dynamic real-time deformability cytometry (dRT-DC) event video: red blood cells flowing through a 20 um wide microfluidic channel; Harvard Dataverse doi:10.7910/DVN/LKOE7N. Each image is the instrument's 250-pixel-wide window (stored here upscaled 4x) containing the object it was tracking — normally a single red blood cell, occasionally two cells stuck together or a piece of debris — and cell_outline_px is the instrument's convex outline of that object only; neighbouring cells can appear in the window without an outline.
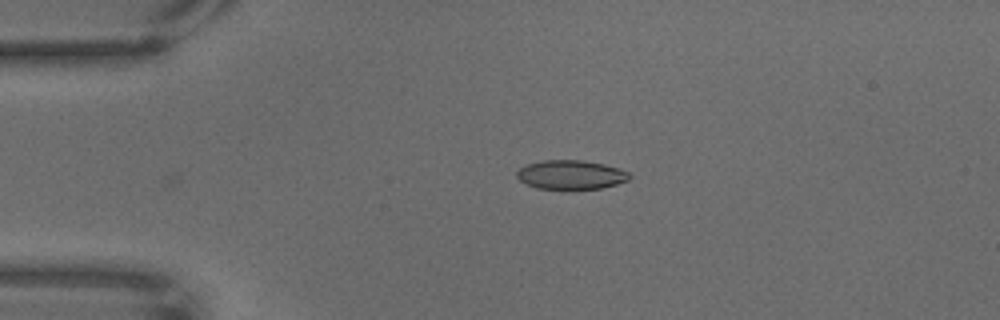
{"species": "common noctule bat (a hibernating species)", "species_latin": "Nyctalus noctula", "temperature_condition": "warm", "stored_images_in_passage": 53, "camera_frame_rate_fps": 3000, "um_per_image_px": 0.085, "animal": {"sex": "male", "body_mass_g": 18.8}, "frame": {"image": 1, "passage_image": 1, "time_ms": 0.0, "image_size_px": [1000, 320], "cell_outline_px": [[632, 176], [628, 180], [616, 184], [600, 188], [536, 188], [520, 180], [516, 176], [516, 172], [520, 168], [528, 164], [544, 160], [584, 160], [604, 164], [628, 172]], "centroid_in_image_um": [48.52, 14.84], "position_along_channel_um": 36.5, "area_um2": 18.73}}
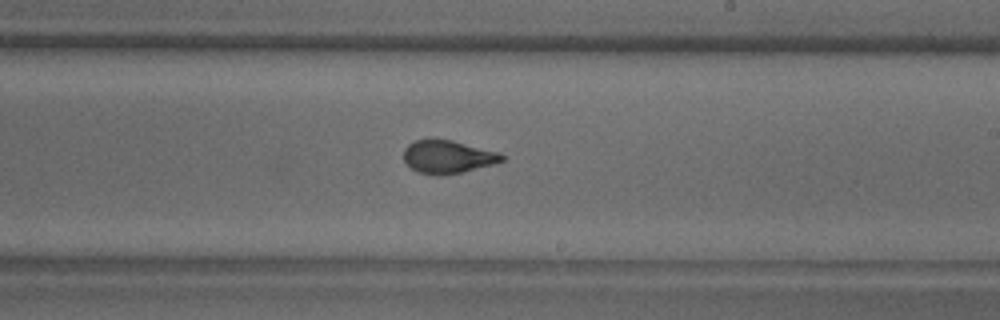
{"frame": {"image": 2, "passage_image": 26, "time_ms": 8.333, "image_size_px": [1000, 320], "cell_outline_px": [[504, 160], [492, 164], [460, 172], [440, 176], [436, 176], [416, 172], [404, 160], [404, 148], [408, 144], [416, 140], [452, 140], [500, 152], [504, 156]], "centroid_in_image_um": [38.05, 13.34], "position_along_channel_um": 251.0, "area_um2": 18.73}}
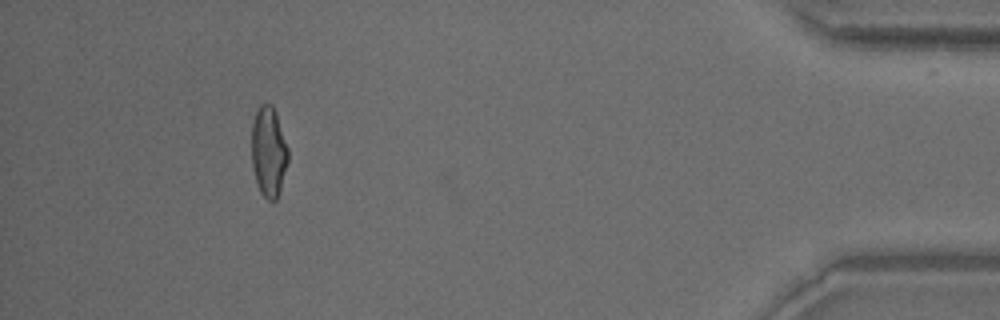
{"frame": {"image": 3, "passage_image": 48, "time_ms": 15.667, "image_size_px": [1000, 320], "cell_outline_px": [[288, 160], [280, 188], [276, 200], [268, 200], [260, 192], [256, 184], [252, 164], [252, 124], [256, 112], [260, 104], [272, 104], [276, 112], [288, 148]], "centroid_in_image_um": [22.82, 12.88], "position_along_channel_um": 412.4, "area_um2": 19.07}}